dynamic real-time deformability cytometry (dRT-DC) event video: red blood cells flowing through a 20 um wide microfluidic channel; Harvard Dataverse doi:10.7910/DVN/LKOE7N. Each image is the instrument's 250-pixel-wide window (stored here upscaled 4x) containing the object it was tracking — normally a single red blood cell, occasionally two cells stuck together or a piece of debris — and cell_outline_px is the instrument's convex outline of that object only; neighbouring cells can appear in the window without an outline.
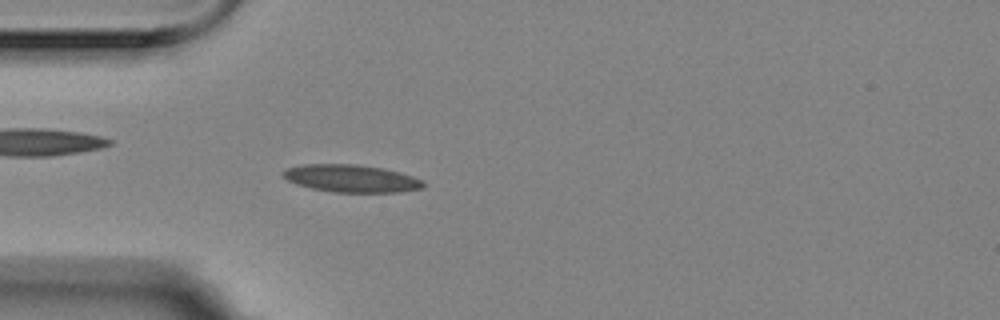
{"species": "Egyptian fruit bat (a non-hibernating species)", "species_latin": "Rousettus aegyptiacus", "temperature_condition": "room temperature", "stored_images_in_passage": 4, "camera_frame_rate_fps": 3000, "um_per_image_px": 0.085, "animal": {"sex": "female"}, "frame": {"image": 1, "passage_image": 4, "time_ms": 1.0, "image_size_px": [1000, 320], "cell_outline_px": [[428, 184], [424, 188], [400, 192], [332, 192], [312, 188], [296, 184], [288, 180], [280, 172], [288, 168], [304, 164], [356, 164], [384, 168], [400, 172], [412, 176]], "centroid_in_image_um": [29.89, 15.17], "position_along_channel_um": 55.1, "area_um2": 22.54}}